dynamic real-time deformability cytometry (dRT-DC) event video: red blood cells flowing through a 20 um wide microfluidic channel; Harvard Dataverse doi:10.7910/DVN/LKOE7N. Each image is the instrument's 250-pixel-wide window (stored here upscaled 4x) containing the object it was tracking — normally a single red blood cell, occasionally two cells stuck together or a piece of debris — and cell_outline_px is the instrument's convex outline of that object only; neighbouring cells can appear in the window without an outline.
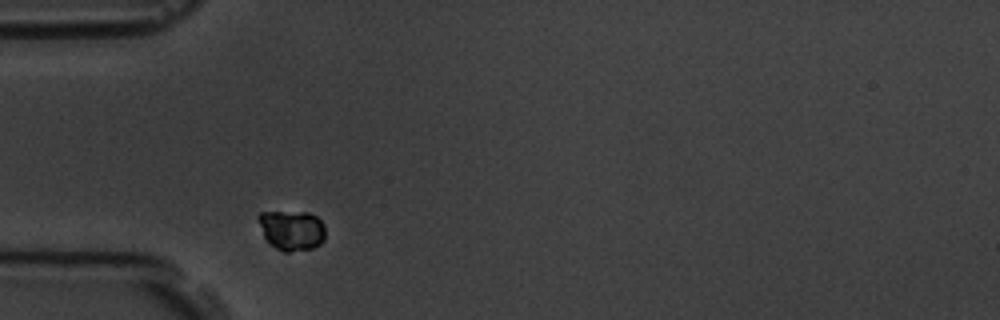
{"species": "common noctule bat (a hibernating species)", "species_latin": "Nyctalus noctula", "temperature_condition": "room temperature", "stored_images_in_passage": 2, "camera_frame_rate_fps": 3000, "um_per_image_px": 0.085, "animal": {"sex": "male", "body_mass_g": 19.5, "forearm_length_mm": 54.6}, "frame": {"image": 1, "passage_image": 1, "time_ms": 0.0, "image_size_px": [1000, 320], "cell_outline_px": [[324, 240], [320, 244], [312, 248], [288, 252], [284, 252], [276, 248], [264, 236], [256, 216], [260, 212], [308, 212], [316, 216], [324, 224]], "centroid_in_image_um": [24.8, 19.55], "position_along_channel_um": 60.2, "area_um2": 15.55}}
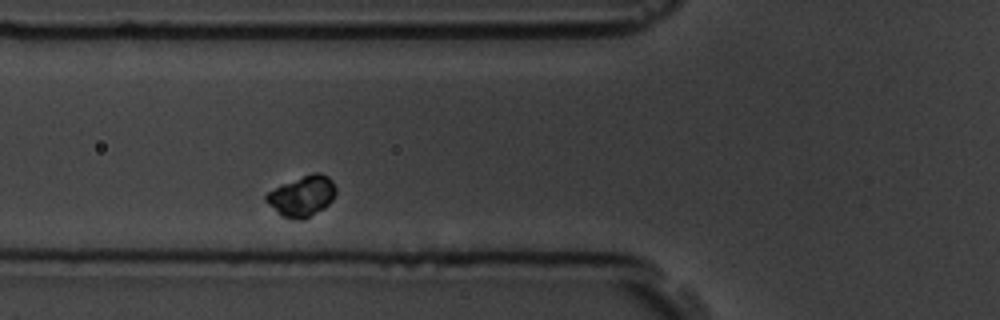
{"frame": {"image": 2, "passage_image": 2, "time_ms": 1.333, "image_size_px": [1000, 320], "cell_outline_px": [[336, 192], [332, 200], [324, 208], [304, 220], [296, 220], [280, 216], [264, 200], [264, 196], [268, 192], [280, 184], [316, 172], [320, 172], [328, 176], [332, 180], [336, 188]], "centroid_in_image_um": [25.66, 16.68], "position_along_channel_um": 100.1, "area_um2": 16.65}}